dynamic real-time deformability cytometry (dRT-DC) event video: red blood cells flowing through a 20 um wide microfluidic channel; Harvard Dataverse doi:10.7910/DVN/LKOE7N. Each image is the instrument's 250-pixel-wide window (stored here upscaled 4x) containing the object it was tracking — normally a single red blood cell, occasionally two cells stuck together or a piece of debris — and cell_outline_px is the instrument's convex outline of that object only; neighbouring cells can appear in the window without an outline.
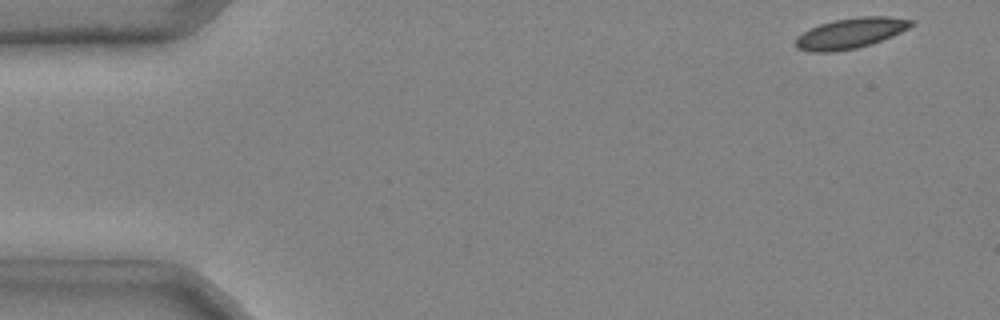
{"species": "common noctule bat (a hibernating species)", "species_latin": "Nyctalus noctula", "temperature_condition": "cold", "stored_images_in_passage": 4, "camera_frame_rate_fps": 3000, "um_per_image_px": 0.085, "animal": {"sex": "male", "body_mass_g": 20.4}, "frame": {"image": 1, "passage_image": 1, "time_ms": 0.0, "image_size_px": [1000, 320], "cell_outline_px": [[916, 20], [908, 28], [892, 36], [872, 44], [856, 48], [832, 52], [808, 52], [796, 48], [792, 44], [796, 36], [820, 24], [836, 20], [860, 16], [888, 16]], "centroid_in_image_um": [72.26, 2.83], "position_along_channel_um": 12.7, "area_um2": 20.63}}